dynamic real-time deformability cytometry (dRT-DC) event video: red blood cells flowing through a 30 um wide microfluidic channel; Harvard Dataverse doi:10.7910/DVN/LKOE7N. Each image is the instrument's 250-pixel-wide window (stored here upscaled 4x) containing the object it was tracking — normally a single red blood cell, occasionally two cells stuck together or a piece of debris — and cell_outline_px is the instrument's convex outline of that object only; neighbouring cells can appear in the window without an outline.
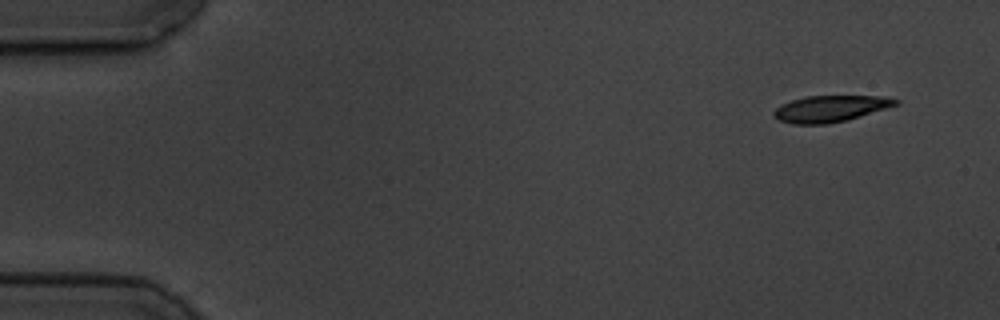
{"species": "common noctule bat (a hibernating species)", "species_latin": "Nyctalus noctula", "temperature_condition": "cold", "stored_images_in_passage": 5, "camera_frame_rate_fps": 3000, "um_per_image_px": 0.085, "animal": {"sex": "male", "body_mass_g": 19.5, "forearm_length_mm": 54.6}, "frame": {"image": 1, "passage_image": 1, "time_ms": 0.0, "image_size_px": [1000, 320], "cell_outline_px": [[900, 104], [848, 120], [828, 124], [792, 124], [780, 120], [772, 116], [772, 112], [780, 104], [792, 100], [808, 96], [880, 96], [900, 100]], "centroid_in_image_um": [70.57, 9.24], "position_along_channel_um": 14.4, "area_um2": 18.84}}
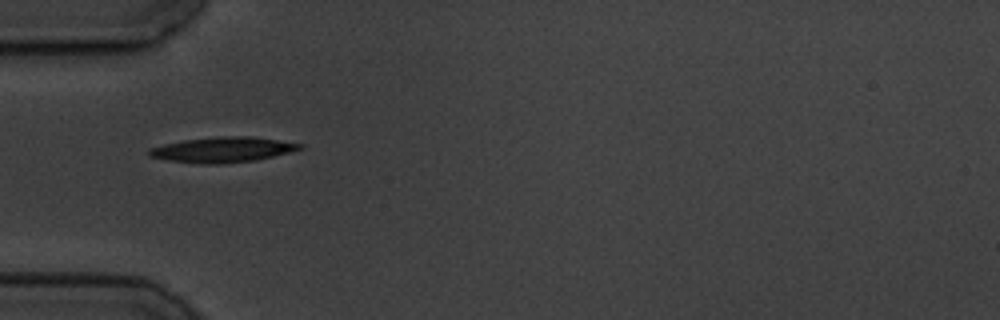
{"frame": {"image": 2, "passage_image": 5, "time_ms": 4.667, "image_size_px": [1000, 320], "cell_outline_px": [[304, 148], [292, 152], [256, 160], [220, 164], [204, 164], [168, 160], [148, 156], [148, 148], [164, 144], [184, 140], [220, 136], [252, 136], [304, 144]], "centroid_in_image_um": [18.95, 12.72], "position_along_channel_um": 66.0, "area_um2": 22.31}}